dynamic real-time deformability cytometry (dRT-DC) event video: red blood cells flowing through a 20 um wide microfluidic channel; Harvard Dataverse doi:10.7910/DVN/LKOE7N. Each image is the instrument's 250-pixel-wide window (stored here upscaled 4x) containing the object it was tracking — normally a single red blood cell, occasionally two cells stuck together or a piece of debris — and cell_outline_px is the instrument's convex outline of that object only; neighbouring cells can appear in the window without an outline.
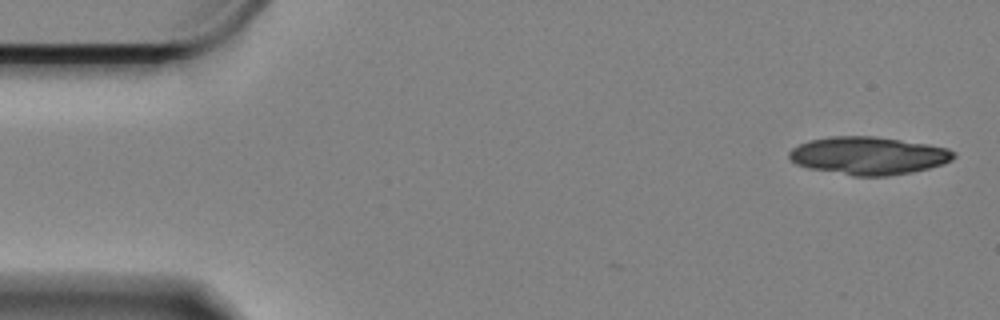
{"species": "Egyptian fruit bat (a non-hibernating species)", "species_latin": "Rousettus aegyptiacus", "temperature_condition": "cold", "stored_images_in_passage": 6, "camera_frame_rate_fps": 3000, "um_per_image_px": 0.085, "animal": {"sex": "female"}, "frame": {"image": 1, "passage_image": 1, "time_ms": 0.0, "image_size_px": [1000, 320], "cell_outline_px": [[956, 156], [952, 160], [928, 168], [912, 172], [888, 176], [852, 176], [808, 168], [796, 164], [788, 156], [788, 152], [792, 148], [808, 140], [832, 136], [872, 136], [928, 144], [948, 148], [956, 152]], "centroid_in_image_um": [73.8, 13.23], "position_along_channel_um": 11.2, "area_um2": 36.3}}